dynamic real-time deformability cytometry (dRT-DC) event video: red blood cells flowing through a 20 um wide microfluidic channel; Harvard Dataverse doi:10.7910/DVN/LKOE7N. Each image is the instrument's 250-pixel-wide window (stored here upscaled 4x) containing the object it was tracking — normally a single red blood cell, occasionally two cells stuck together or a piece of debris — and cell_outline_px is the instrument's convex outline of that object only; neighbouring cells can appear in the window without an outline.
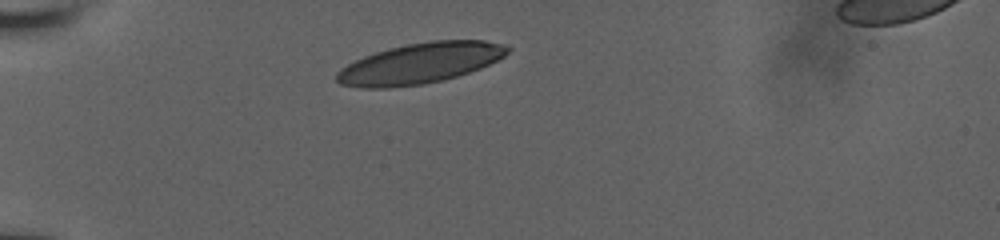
{"species": "human", "species_latin": "Homo sapiens", "temperature_condition": "room temperature", "stored_images_in_passage": 17, "camera_frame_rate_fps": 3000, "um_per_image_px": 0.085, "donor": {"sex": "male"}, "frame": {"image": 1, "passage_image": 1, "time_ms": 0.0, "image_size_px": [1000, 240], "cell_outline_px": [[512, 48], [504, 56], [480, 68], [456, 76], [440, 80], [420, 84], [388, 88], [364, 88], [340, 84], [336, 80], [336, 72], [340, 68], [364, 56], [388, 48], [404, 44], [432, 40], [484, 40], [504, 44]], "centroid_in_image_um": [35.69, 5.36], "position_along_channel_um": 49.3, "area_um2": 40.17}}
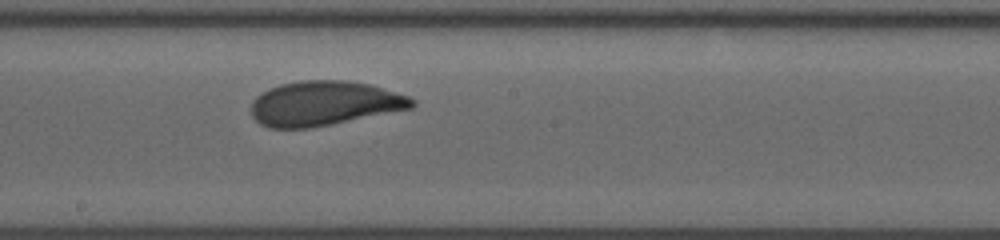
{"frame": {"image": 2, "passage_image": 6, "time_ms": 5.333, "image_size_px": [1000, 240], "cell_outline_px": [[416, 104], [412, 108], [332, 124], [308, 128], [268, 128], [260, 124], [252, 116], [252, 100], [256, 96], [280, 84], [300, 80], [348, 80], [368, 84], [408, 96], [416, 100]], "centroid_in_image_um": [27.55, 8.79], "position_along_channel_um": 220.6, "area_um2": 41.62}}
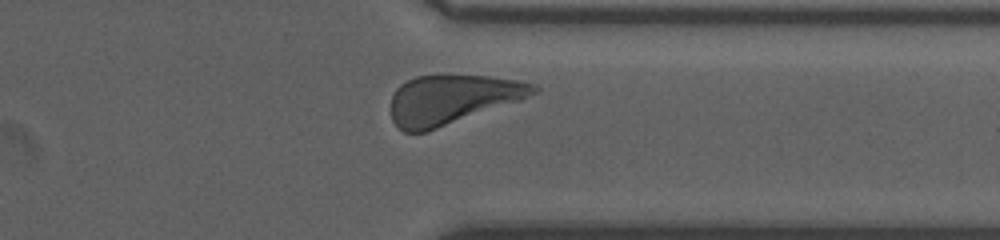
{"frame": {"image": 3, "passage_image": 15, "time_ms": 9.333, "image_size_px": [1000, 240], "cell_outline_px": [[540, 88], [536, 92], [520, 100], [424, 132], [404, 132], [392, 120], [392, 96], [396, 88], [400, 84], [416, 76], [488, 76], [520, 80], [536, 84]], "centroid_in_image_um": [38.43, 8.44], "position_along_channel_um": 373.0, "area_um2": 40.23}, "authors_computed_cell_mechanics": {"area_um2": 41.2114, "velocity_mm_per_s": 3.8004, "shape_relaxation_time_tau1_ms": 2.2152, "shape_relaxation_time_tau2_ms": null, "deformation_change_tau1": 0.1095, "deformation_change_tau2": null}}